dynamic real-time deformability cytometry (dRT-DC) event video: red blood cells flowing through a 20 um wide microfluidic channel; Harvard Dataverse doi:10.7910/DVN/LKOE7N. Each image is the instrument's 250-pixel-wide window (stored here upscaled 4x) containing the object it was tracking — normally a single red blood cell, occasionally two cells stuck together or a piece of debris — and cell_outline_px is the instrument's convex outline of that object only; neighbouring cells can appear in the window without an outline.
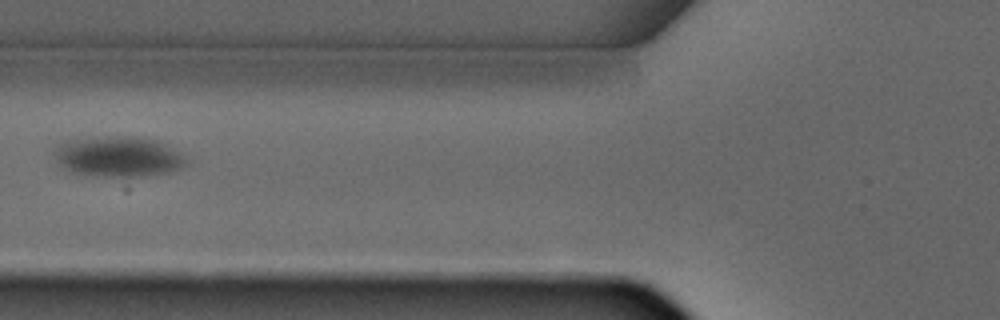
{"species": "common noctule bat (a hibernating species)", "species_latin": "Nyctalus noctula", "temperature_condition": "warm", "stored_images_in_passage": 3, "camera_frame_rate_fps": 3000, "um_per_image_px": 0.085, "animal": {"sex": "male", "forearm_length_mm": 52.5}, "frame": {"image": 1, "passage_image": 3, "time_ms": 3.333, "image_size_px": [1000, 320], "cell_outline_px": [[188, 160], [184, 164], [172, 172], [136, 176], [108, 176], [76, 172], [68, 168], [56, 156], [56, 148], [60, 144], [68, 140], [108, 136], [132, 136], [156, 140], [164, 144], [184, 156]], "centroid_in_image_um": [10.12, 13.29], "position_along_channel_um": 115.7, "area_um2": 29.94}}